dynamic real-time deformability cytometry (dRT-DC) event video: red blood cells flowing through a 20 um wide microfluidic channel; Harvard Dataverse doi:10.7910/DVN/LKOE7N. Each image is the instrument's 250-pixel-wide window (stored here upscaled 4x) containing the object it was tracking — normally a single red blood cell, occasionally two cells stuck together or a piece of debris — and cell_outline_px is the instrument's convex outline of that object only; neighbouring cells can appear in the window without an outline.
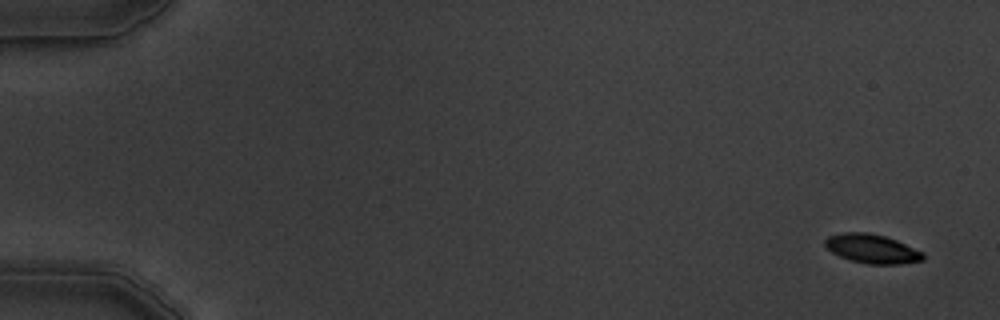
{"species": "common noctule bat (a hibernating species)", "species_latin": "Nyctalus noctula", "temperature_condition": "warm", "stored_images_in_passage": 6, "camera_frame_rate_fps": 3000, "um_per_image_px": 0.085, "animal": {"sex": "male", "body_mass_g": 19.5, "forearm_length_mm": 54.6}, "frame": {"image": 1, "passage_image": 1, "time_ms": 0.0, "image_size_px": [1000, 320], "cell_outline_px": [[924, 260], [900, 264], [868, 264], [848, 260], [832, 252], [824, 244], [824, 240], [828, 236], [840, 232], [868, 232], [884, 236], [896, 240], [924, 252]], "centroid_in_image_um": [74.11, 21.14], "position_along_channel_um": 10.9, "area_um2": 16.7}}